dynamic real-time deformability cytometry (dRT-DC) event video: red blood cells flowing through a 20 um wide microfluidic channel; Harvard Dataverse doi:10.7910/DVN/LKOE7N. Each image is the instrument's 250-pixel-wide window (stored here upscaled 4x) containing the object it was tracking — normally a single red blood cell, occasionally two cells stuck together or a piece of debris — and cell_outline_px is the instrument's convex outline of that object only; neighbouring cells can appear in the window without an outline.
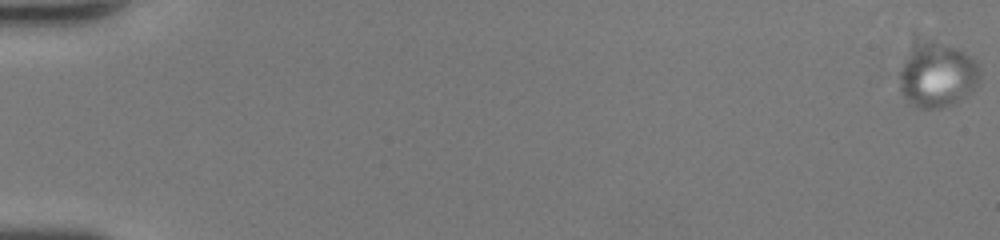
{"species": "human", "species_latin": "Homo sapiens", "temperature_condition": "room temperature", "stored_images_in_passage": 22, "camera_frame_rate_fps": 3000, "um_per_image_px": 0.085, "donor": {"sex": "female"}, "frame": {"image": 1, "passage_image": 1, "time_ms": 0.0, "image_size_px": [1000, 240], "cell_outline_px": [[980, 84], [968, 96], [956, 104], [940, 108], [916, 108], [908, 104], [900, 92], [900, 68], [912, 32], [916, 32], [956, 48], [964, 52], [976, 60], [980, 64]], "centroid_in_image_um": [79.6, 6.26], "position_along_channel_um": 5.4, "area_um2": 32.89}}